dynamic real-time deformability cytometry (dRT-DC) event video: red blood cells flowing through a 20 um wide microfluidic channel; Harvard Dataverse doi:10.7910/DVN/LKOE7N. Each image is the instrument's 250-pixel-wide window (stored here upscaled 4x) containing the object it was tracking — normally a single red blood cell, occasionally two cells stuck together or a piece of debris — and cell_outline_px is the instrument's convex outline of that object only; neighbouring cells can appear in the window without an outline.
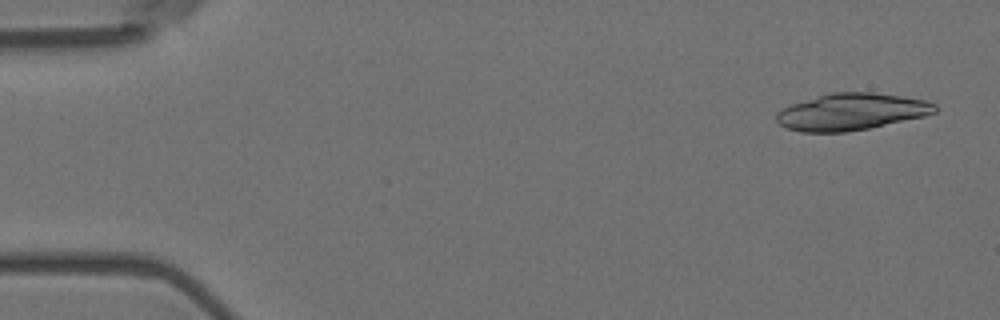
{"species": "Egyptian fruit bat (a non-hibernating species)", "species_latin": "Rousettus aegyptiacus", "temperature_condition": "room temperature", "stored_images_in_passage": 21, "camera_frame_rate_fps": 3000, "um_per_image_px": 0.085, "animal": {"sex": "female"}, "frame": {"image": 1, "passage_image": 3, "time_ms": 0.667, "image_size_px": [1000, 320], "cell_outline_px": [[936, 112], [924, 116], [868, 128], [848, 132], [800, 132], [788, 128], [780, 124], [776, 120], [776, 112], [792, 104], [832, 92], [872, 92], [900, 96], [924, 100], [936, 104]], "centroid_in_image_um": [72.36, 9.5], "position_along_channel_um": 12.6, "area_um2": 33.64}}